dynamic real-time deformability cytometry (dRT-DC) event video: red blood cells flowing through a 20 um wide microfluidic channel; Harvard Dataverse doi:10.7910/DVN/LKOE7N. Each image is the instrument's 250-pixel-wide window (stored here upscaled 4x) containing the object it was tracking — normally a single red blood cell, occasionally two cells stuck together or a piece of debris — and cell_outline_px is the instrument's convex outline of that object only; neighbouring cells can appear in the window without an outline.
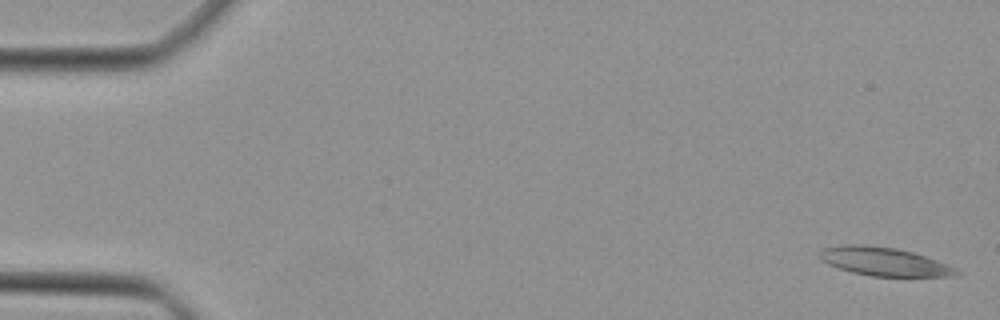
{"species": "Egyptian fruit bat (a non-hibernating species)", "species_latin": "Rousettus aegyptiacus", "temperature_condition": "cold", "stored_images_in_passage": 46, "camera_frame_rate_fps": 3000, "um_per_image_px": 0.085, "animal": {"sex": "female"}, "frame": {"image": 1, "passage_image": 1, "time_ms": 0.0, "image_size_px": [1000, 320], "cell_outline_px": [[964, 272], [952, 276], [872, 276], [852, 272], [828, 264], [820, 256], [820, 252], [824, 248], [848, 244], [864, 244], [896, 248], [912, 252], [960, 268]], "centroid_in_image_um": [75.23, 22.23], "position_along_channel_um": 9.8, "area_um2": 22.54}}
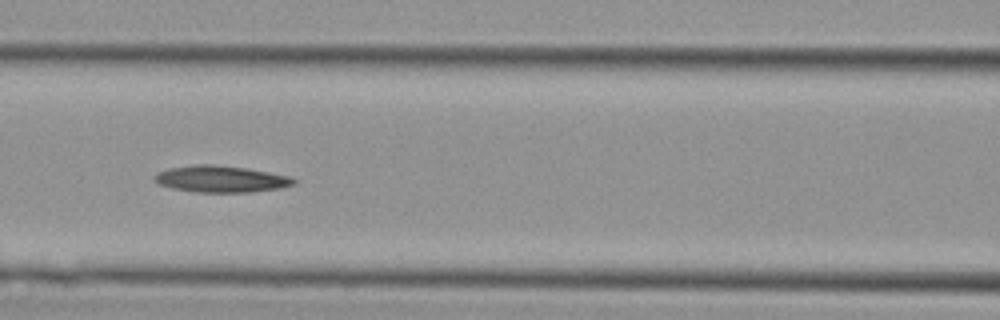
{"frame": {"image": 2, "passage_image": 20, "time_ms": 6.333, "image_size_px": [1000, 320], "cell_outline_px": [[296, 184], [280, 188], [248, 192], [196, 192], [172, 188], [160, 184], [152, 180], [152, 176], [168, 168], [200, 164], [212, 164], [244, 168], [268, 172], [288, 176], [296, 180]], "centroid_in_image_um": [18.75, 15.22], "position_along_channel_um": 147.8, "area_um2": 21.39}}
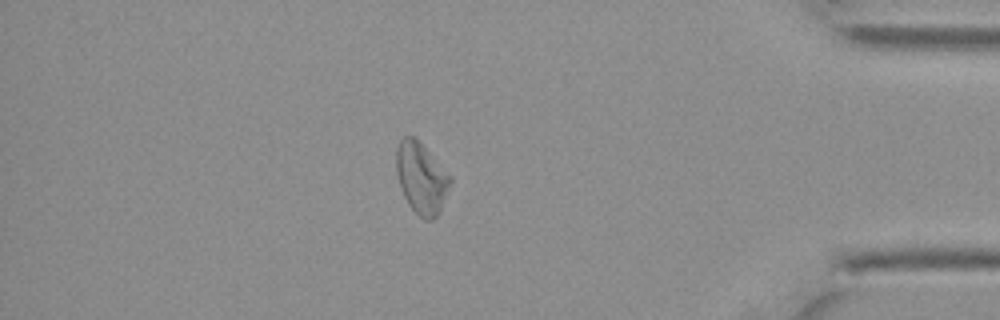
{"frame": {"image": 3, "passage_image": 40, "time_ms": 13.0, "image_size_px": [1000, 320], "cell_outline_px": [[452, 180], [440, 212], [432, 220], [424, 220], [408, 204], [400, 188], [396, 172], [396, 148], [400, 140], [404, 136], [412, 136], [452, 176]], "centroid_in_image_um": [35.81, 15.16], "position_along_channel_um": 399.4, "area_um2": 22.14}}